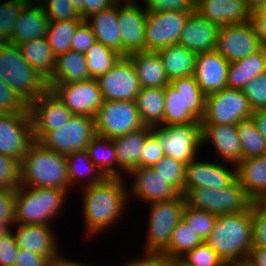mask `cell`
I'll list each match as a JSON object with an SVG mask.
<instances>
[{
  "label": "cell",
  "mask_w": 266,
  "mask_h": 266,
  "mask_svg": "<svg viewBox=\"0 0 266 266\" xmlns=\"http://www.w3.org/2000/svg\"><path fill=\"white\" fill-rule=\"evenodd\" d=\"M125 179L105 178L98 184L83 187L81 196L85 235L100 237L120 219L122 221V215L130 204Z\"/></svg>",
  "instance_id": "6da1fadb"
},
{
  "label": "cell",
  "mask_w": 266,
  "mask_h": 266,
  "mask_svg": "<svg viewBox=\"0 0 266 266\" xmlns=\"http://www.w3.org/2000/svg\"><path fill=\"white\" fill-rule=\"evenodd\" d=\"M206 243L225 264L247 259L253 248L252 206L248 211L217 216Z\"/></svg>",
  "instance_id": "7a4b0ae2"
},
{
  "label": "cell",
  "mask_w": 266,
  "mask_h": 266,
  "mask_svg": "<svg viewBox=\"0 0 266 266\" xmlns=\"http://www.w3.org/2000/svg\"><path fill=\"white\" fill-rule=\"evenodd\" d=\"M21 186L71 191L66 156L34 140L21 162Z\"/></svg>",
  "instance_id": "3957f363"
},
{
  "label": "cell",
  "mask_w": 266,
  "mask_h": 266,
  "mask_svg": "<svg viewBox=\"0 0 266 266\" xmlns=\"http://www.w3.org/2000/svg\"><path fill=\"white\" fill-rule=\"evenodd\" d=\"M163 126L201 123L205 113V94L193 75L170 80L164 87Z\"/></svg>",
  "instance_id": "277c9868"
},
{
  "label": "cell",
  "mask_w": 266,
  "mask_h": 266,
  "mask_svg": "<svg viewBox=\"0 0 266 266\" xmlns=\"http://www.w3.org/2000/svg\"><path fill=\"white\" fill-rule=\"evenodd\" d=\"M0 78L30 105L48 88L47 80L21 54L16 43L0 42Z\"/></svg>",
  "instance_id": "5b68a950"
},
{
  "label": "cell",
  "mask_w": 266,
  "mask_h": 266,
  "mask_svg": "<svg viewBox=\"0 0 266 266\" xmlns=\"http://www.w3.org/2000/svg\"><path fill=\"white\" fill-rule=\"evenodd\" d=\"M70 193L57 188L20 185L15 192L14 223L52 225L51 221L60 216Z\"/></svg>",
  "instance_id": "8992f818"
},
{
  "label": "cell",
  "mask_w": 266,
  "mask_h": 266,
  "mask_svg": "<svg viewBox=\"0 0 266 266\" xmlns=\"http://www.w3.org/2000/svg\"><path fill=\"white\" fill-rule=\"evenodd\" d=\"M183 196L187 207L217 216L248 211L254 203L237 179L229 186L217 190L194 188Z\"/></svg>",
  "instance_id": "52a82bcc"
},
{
  "label": "cell",
  "mask_w": 266,
  "mask_h": 266,
  "mask_svg": "<svg viewBox=\"0 0 266 266\" xmlns=\"http://www.w3.org/2000/svg\"><path fill=\"white\" fill-rule=\"evenodd\" d=\"M148 225L143 250L163 252L170 243L173 230L183 218L185 199L182 194L166 201L149 203Z\"/></svg>",
  "instance_id": "ba28073f"
},
{
  "label": "cell",
  "mask_w": 266,
  "mask_h": 266,
  "mask_svg": "<svg viewBox=\"0 0 266 266\" xmlns=\"http://www.w3.org/2000/svg\"><path fill=\"white\" fill-rule=\"evenodd\" d=\"M160 139V147L165 156L185 165L199 157L202 147V124H170L152 127ZM198 155V156H197Z\"/></svg>",
  "instance_id": "9c48e42d"
},
{
  "label": "cell",
  "mask_w": 266,
  "mask_h": 266,
  "mask_svg": "<svg viewBox=\"0 0 266 266\" xmlns=\"http://www.w3.org/2000/svg\"><path fill=\"white\" fill-rule=\"evenodd\" d=\"M253 110L242 89L223 88L205 96L201 124L237 125L251 118Z\"/></svg>",
  "instance_id": "30bf717a"
},
{
  "label": "cell",
  "mask_w": 266,
  "mask_h": 266,
  "mask_svg": "<svg viewBox=\"0 0 266 266\" xmlns=\"http://www.w3.org/2000/svg\"><path fill=\"white\" fill-rule=\"evenodd\" d=\"M94 124L96 134L114 139L144 127L135 101L103 100Z\"/></svg>",
  "instance_id": "8fae6325"
},
{
  "label": "cell",
  "mask_w": 266,
  "mask_h": 266,
  "mask_svg": "<svg viewBox=\"0 0 266 266\" xmlns=\"http://www.w3.org/2000/svg\"><path fill=\"white\" fill-rule=\"evenodd\" d=\"M96 135L94 118L75 115L58 129L47 132L38 142L62 155L84 150Z\"/></svg>",
  "instance_id": "7c38bea8"
},
{
  "label": "cell",
  "mask_w": 266,
  "mask_h": 266,
  "mask_svg": "<svg viewBox=\"0 0 266 266\" xmlns=\"http://www.w3.org/2000/svg\"><path fill=\"white\" fill-rule=\"evenodd\" d=\"M33 141L30 111L0 114V154L22 162Z\"/></svg>",
  "instance_id": "4fadbf2b"
},
{
  "label": "cell",
  "mask_w": 266,
  "mask_h": 266,
  "mask_svg": "<svg viewBox=\"0 0 266 266\" xmlns=\"http://www.w3.org/2000/svg\"><path fill=\"white\" fill-rule=\"evenodd\" d=\"M262 47L252 20L219 28L216 51L229 63L243 59Z\"/></svg>",
  "instance_id": "5bb4252c"
},
{
  "label": "cell",
  "mask_w": 266,
  "mask_h": 266,
  "mask_svg": "<svg viewBox=\"0 0 266 266\" xmlns=\"http://www.w3.org/2000/svg\"><path fill=\"white\" fill-rule=\"evenodd\" d=\"M236 179V165L228 162L224 163V161L220 163L217 160H212L211 162L207 159L205 161L196 158L185 165V181L182 195L194 188L217 190L229 186Z\"/></svg>",
  "instance_id": "9a60e30c"
},
{
  "label": "cell",
  "mask_w": 266,
  "mask_h": 266,
  "mask_svg": "<svg viewBox=\"0 0 266 266\" xmlns=\"http://www.w3.org/2000/svg\"><path fill=\"white\" fill-rule=\"evenodd\" d=\"M97 81L103 100L109 101H135L141 88L135 67L128 56H122Z\"/></svg>",
  "instance_id": "2e32d148"
},
{
  "label": "cell",
  "mask_w": 266,
  "mask_h": 266,
  "mask_svg": "<svg viewBox=\"0 0 266 266\" xmlns=\"http://www.w3.org/2000/svg\"><path fill=\"white\" fill-rule=\"evenodd\" d=\"M190 12L148 13L145 24V51H157L178 44Z\"/></svg>",
  "instance_id": "e0dca14e"
},
{
  "label": "cell",
  "mask_w": 266,
  "mask_h": 266,
  "mask_svg": "<svg viewBox=\"0 0 266 266\" xmlns=\"http://www.w3.org/2000/svg\"><path fill=\"white\" fill-rule=\"evenodd\" d=\"M52 90L66 107L75 115L94 118L103 103L97 79L54 84Z\"/></svg>",
  "instance_id": "ac0fdd59"
},
{
  "label": "cell",
  "mask_w": 266,
  "mask_h": 266,
  "mask_svg": "<svg viewBox=\"0 0 266 266\" xmlns=\"http://www.w3.org/2000/svg\"><path fill=\"white\" fill-rule=\"evenodd\" d=\"M33 138L39 141L47 132L67 123L73 113L50 89L29 105Z\"/></svg>",
  "instance_id": "d6986e66"
},
{
  "label": "cell",
  "mask_w": 266,
  "mask_h": 266,
  "mask_svg": "<svg viewBox=\"0 0 266 266\" xmlns=\"http://www.w3.org/2000/svg\"><path fill=\"white\" fill-rule=\"evenodd\" d=\"M130 178H133L131 186L127 187L128 200H141L146 204L174 199L180 193L166 179L157 174L152 167H137L130 171Z\"/></svg>",
  "instance_id": "ffe728a7"
},
{
  "label": "cell",
  "mask_w": 266,
  "mask_h": 266,
  "mask_svg": "<svg viewBox=\"0 0 266 266\" xmlns=\"http://www.w3.org/2000/svg\"><path fill=\"white\" fill-rule=\"evenodd\" d=\"M140 6L138 3H118L122 56L145 51V24L148 13Z\"/></svg>",
  "instance_id": "44dd1931"
},
{
  "label": "cell",
  "mask_w": 266,
  "mask_h": 266,
  "mask_svg": "<svg viewBox=\"0 0 266 266\" xmlns=\"http://www.w3.org/2000/svg\"><path fill=\"white\" fill-rule=\"evenodd\" d=\"M14 235L20 249H25L51 260L62 251L59 250L58 237L51 225L46 224H18Z\"/></svg>",
  "instance_id": "7402d4cb"
},
{
  "label": "cell",
  "mask_w": 266,
  "mask_h": 266,
  "mask_svg": "<svg viewBox=\"0 0 266 266\" xmlns=\"http://www.w3.org/2000/svg\"><path fill=\"white\" fill-rule=\"evenodd\" d=\"M229 62L216 50L198 53L193 77L205 95L227 87Z\"/></svg>",
  "instance_id": "603a6c76"
},
{
  "label": "cell",
  "mask_w": 266,
  "mask_h": 266,
  "mask_svg": "<svg viewBox=\"0 0 266 266\" xmlns=\"http://www.w3.org/2000/svg\"><path fill=\"white\" fill-rule=\"evenodd\" d=\"M219 26L204 17L198 10L190 12L178 44L196 54L216 50Z\"/></svg>",
  "instance_id": "cb8c5ba5"
},
{
  "label": "cell",
  "mask_w": 266,
  "mask_h": 266,
  "mask_svg": "<svg viewBox=\"0 0 266 266\" xmlns=\"http://www.w3.org/2000/svg\"><path fill=\"white\" fill-rule=\"evenodd\" d=\"M209 143L214 148L215 155L219 156L217 161L237 165L242 160L237 125L202 124V147Z\"/></svg>",
  "instance_id": "d4e9b609"
},
{
  "label": "cell",
  "mask_w": 266,
  "mask_h": 266,
  "mask_svg": "<svg viewBox=\"0 0 266 266\" xmlns=\"http://www.w3.org/2000/svg\"><path fill=\"white\" fill-rule=\"evenodd\" d=\"M152 132V127L144 126L141 129L112 139L117 155L118 178H126V173L141 167L143 147L147 137Z\"/></svg>",
  "instance_id": "484cf974"
},
{
  "label": "cell",
  "mask_w": 266,
  "mask_h": 266,
  "mask_svg": "<svg viewBox=\"0 0 266 266\" xmlns=\"http://www.w3.org/2000/svg\"><path fill=\"white\" fill-rule=\"evenodd\" d=\"M196 10L219 27L249 22L252 18L245 0H197Z\"/></svg>",
  "instance_id": "4316f807"
},
{
  "label": "cell",
  "mask_w": 266,
  "mask_h": 266,
  "mask_svg": "<svg viewBox=\"0 0 266 266\" xmlns=\"http://www.w3.org/2000/svg\"><path fill=\"white\" fill-rule=\"evenodd\" d=\"M50 20L41 4H25L14 25L10 42L23 43L46 36Z\"/></svg>",
  "instance_id": "83f0119b"
},
{
  "label": "cell",
  "mask_w": 266,
  "mask_h": 266,
  "mask_svg": "<svg viewBox=\"0 0 266 266\" xmlns=\"http://www.w3.org/2000/svg\"><path fill=\"white\" fill-rule=\"evenodd\" d=\"M236 177L254 202L266 198V154L242 159L236 165Z\"/></svg>",
  "instance_id": "f1b7e54d"
},
{
  "label": "cell",
  "mask_w": 266,
  "mask_h": 266,
  "mask_svg": "<svg viewBox=\"0 0 266 266\" xmlns=\"http://www.w3.org/2000/svg\"><path fill=\"white\" fill-rule=\"evenodd\" d=\"M85 21L91 26L96 41L122 55V38L118 26V3L91 15Z\"/></svg>",
  "instance_id": "f546056e"
},
{
  "label": "cell",
  "mask_w": 266,
  "mask_h": 266,
  "mask_svg": "<svg viewBox=\"0 0 266 266\" xmlns=\"http://www.w3.org/2000/svg\"><path fill=\"white\" fill-rule=\"evenodd\" d=\"M141 88H160L169 84L162 60L157 51H141L128 55Z\"/></svg>",
  "instance_id": "4dcf8cb0"
},
{
  "label": "cell",
  "mask_w": 266,
  "mask_h": 266,
  "mask_svg": "<svg viewBox=\"0 0 266 266\" xmlns=\"http://www.w3.org/2000/svg\"><path fill=\"white\" fill-rule=\"evenodd\" d=\"M88 79L91 77L85 54L70 50L57 56L55 70L47 83L50 89L54 84H66Z\"/></svg>",
  "instance_id": "1f68e13d"
},
{
  "label": "cell",
  "mask_w": 266,
  "mask_h": 266,
  "mask_svg": "<svg viewBox=\"0 0 266 266\" xmlns=\"http://www.w3.org/2000/svg\"><path fill=\"white\" fill-rule=\"evenodd\" d=\"M264 72H266V47L263 46L259 51L229 63L227 87L242 89Z\"/></svg>",
  "instance_id": "d6a6232c"
},
{
  "label": "cell",
  "mask_w": 266,
  "mask_h": 266,
  "mask_svg": "<svg viewBox=\"0 0 266 266\" xmlns=\"http://www.w3.org/2000/svg\"><path fill=\"white\" fill-rule=\"evenodd\" d=\"M168 80L193 75L196 53L180 44L157 50Z\"/></svg>",
  "instance_id": "836d02e7"
},
{
  "label": "cell",
  "mask_w": 266,
  "mask_h": 266,
  "mask_svg": "<svg viewBox=\"0 0 266 266\" xmlns=\"http://www.w3.org/2000/svg\"><path fill=\"white\" fill-rule=\"evenodd\" d=\"M66 164L71 189L78 183H82V187H87L98 184L106 178L91 161L86 149L67 155Z\"/></svg>",
  "instance_id": "e575fe53"
},
{
  "label": "cell",
  "mask_w": 266,
  "mask_h": 266,
  "mask_svg": "<svg viewBox=\"0 0 266 266\" xmlns=\"http://www.w3.org/2000/svg\"><path fill=\"white\" fill-rule=\"evenodd\" d=\"M26 61L47 81L52 77L56 65V55L46 37L17 44Z\"/></svg>",
  "instance_id": "d590c367"
},
{
  "label": "cell",
  "mask_w": 266,
  "mask_h": 266,
  "mask_svg": "<svg viewBox=\"0 0 266 266\" xmlns=\"http://www.w3.org/2000/svg\"><path fill=\"white\" fill-rule=\"evenodd\" d=\"M135 102L145 126H163L165 107L164 87L140 88Z\"/></svg>",
  "instance_id": "8d00e7d4"
},
{
  "label": "cell",
  "mask_w": 266,
  "mask_h": 266,
  "mask_svg": "<svg viewBox=\"0 0 266 266\" xmlns=\"http://www.w3.org/2000/svg\"><path fill=\"white\" fill-rule=\"evenodd\" d=\"M86 150L91 161L106 178H118L117 155L112 139L96 134Z\"/></svg>",
  "instance_id": "74e56055"
},
{
  "label": "cell",
  "mask_w": 266,
  "mask_h": 266,
  "mask_svg": "<svg viewBox=\"0 0 266 266\" xmlns=\"http://www.w3.org/2000/svg\"><path fill=\"white\" fill-rule=\"evenodd\" d=\"M88 72L91 78L98 79L110 70L122 57L115 50L96 41L85 53Z\"/></svg>",
  "instance_id": "f35d334b"
},
{
  "label": "cell",
  "mask_w": 266,
  "mask_h": 266,
  "mask_svg": "<svg viewBox=\"0 0 266 266\" xmlns=\"http://www.w3.org/2000/svg\"><path fill=\"white\" fill-rule=\"evenodd\" d=\"M83 20L50 21L46 39L56 57L71 50L75 29Z\"/></svg>",
  "instance_id": "ab89813d"
},
{
  "label": "cell",
  "mask_w": 266,
  "mask_h": 266,
  "mask_svg": "<svg viewBox=\"0 0 266 266\" xmlns=\"http://www.w3.org/2000/svg\"><path fill=\"white\" fill-rule=\"evenodd\" d=\"M204 241L181 219L172 233L170 243L162 252L169 259L182 257Z\"/></svg>",
  "instance_id": "60d3db41"
},
{
  "label": "cell",
  "mask_w": 266,
  "mask_h": 266,
  "mask_svg": "<svg viewBox=\"0 0 266 266\" xmlns=\"http://www.w3.org/2000/svg\"><path fill=\"white\" fill-rule=\"evenodd\" d=\"M237 132L241 142L242 159L266 154V141L258 131L252 117L239 122Z\"/></svg>",
  "instance_id": "b9f144b4"
},
{
  "label": "cell",
  "mask_w": 266,
  "mask_h": 266,
  "mask_svg": "<svg viewBox=\"0 0 266 266\" xmlns=\"http://www.w3.org/2000/svg\"><path fill=\"white\" fill-rule=\"evenodd\" d=\"M217 215L200 209L189 208L185 205L183 220L192 230L206 242L213 231Z\"/></svg>",
  "instance_id": "7bdbcfd3"
},
{
  "label": "cell",
  "mask_w": 266,
  "mask_h": 266,
  "mask_svg": "<svg viewBox=\"0 0 266 266\" xmlns=\"http://www.w3.org/2000/svg\"><path fill=\"white\" fill-rule=\"evenodd\" d=\"M0 3V42L11 41L14 25L26 3L22 0H3Z\"/></svg>",
  "instance_id": "ee69618b"
},
{
  "label": "cell",
  "mask_w": 266,
  "mask_h": 266,
  "mask_svg": "<svg viewBox=\"0 0 266 266\" xmlns=\"http://www.w3.org/2000/svg\"><path fill=\"white\" fill-rule=\"evenodd\" d=\"M157 174H160L170 183L180 194L184 190L185 164L165 156L152 167Z\"/></svg>",
  "instance_id": "f6af8a7d"
},
{
  "label": "cell",
  "mask_w": 266,
  "mask_h": 266,
  "mask_svg": "<svg viewBox=\"0 0 266 266\" xmlns=\"http://www.w3.org/2000/svg\"><path fill=\"white\" fill-rule=\"evenodd\" d=\"M21 184V162L0 154V190L16 192Z\"/></svg>",
  "instance_id": "bcb514c9"
},
{
  "label": "cell",
  "mask_w": 266,
  "mask_h": 266,
  "mask_svg": "<svg viewBox=\"0 0 266 266\" xmlns=\"http://www.w3.org/2000/svg\"><path fill=\"white\" fill-rule=\"evenodd\" d=\"M41 5L50 21L83 20L70 0H44Z\"/></svg>",
  "instance_id": "7dc6e473"
},
{
  "label": "cell",
  "mask_w": 266,
  "mask_h": 266,
  "mask_svg": "<svg viewBox=\"0 0 266 266\" xmlns=\"http://www.w3.org/2000/svg\"><path fill=\"white\" fill-rule=\"evenodd\" d=\"M182 258L194 266H226L224 261L206 242L188 251Z\"/></svg>",
  "instance_id": "c3c4849f"
},
{
  "label": "cell",
  "mask_w": 266,
  "mask_h": 266,
  "mask_svg": "<svg viewBox=\"0 0 266 266\" xmlns=\"http://www.w3.org/2000/svg\"><path fill=\"white\" fill-rule=\"evenodd\" d=\"M142 7L147 13L168 11L193 12L196 10L197 0H142Z\"/></svg>",
  "instance_id": "681fc988"
},
{
  "label": "cell",
  "mask_w": 266,
  "mask_h": 266,
  "mask_svg": "<svg viewBox=\"0 0 266 266\" xmlns=\"http://www.w3.org/2000/svg\"><path fill=\"white\" fill-rule=\"evenodd\" d=\"M242 91L253 111L266 109V72L252 79Z\"/></svg>",
  "instance_id": "f907efd6"
},
{
  "label": "cell",
  "mask_w": 266,
  "mask_h": 266,
  "mask_svg": "<svg viewBox=\"0 0 266 266\" xmlns=\"http://www.w3.org/2000/svg\"><path fill=\"white\" fill-rule=\"evenodd\" d=\"M29 111V105L0 78V114Z\"/></svg>",
  "instance_id": "816d5d0a"
},
{
  "label": "cell",
  "mask_w": 266,
  "mask_h": 266,
  "mask_svg": "<svg viewBox=\"0 0 266 266\" xmlns=\"http://www.w3.org/2000/svg\"><path fill=\"white\" fill-rule=\"evenodd\" d=\"M253 247L266 248V204H252Z\"/></svg>",
  "instance_id": "f5cc1de1"
},
{
  "label": "cell",
  "mask_w": 266,
  "mask_h": 266,
  "mask_svg": "<svg viewBox=\"0 0 266 266\" xmlns=\"http://www.w3.org/2000/svg\"><path fill=\"white\" fill-rule=\"evenodd\" d=\"M96 42L91 26L83 20L75 29L71 41V50L85 54Z\"/></svg>",
  "instance_id": "db71d44e"
},
{
  "label": "cell",
  "mask_w": 266,
  "mask_h": 266,
  "mask_svg": "<svg viewBox=\"0 0 266 266\" xmlns=\"http://www.w3.org/2000/svg\"><path fill=\"white\" fill-rule=\"evenodd\" d=\"M164 157L165 154L160 147V139L154 132H152L147 137L143 147V153L141 155V167H153Z\"/></svg>",
  "instance_id": "11a10c76"
},
{
  "label": "cell",
  "mask_w": 266,
  "mask_h": 266,
  "mask_svg": "<svg viewBox=\"0 0 266 266\" xmlns=\"http://www.w3.org/2000/svg\"><path fill=\"white\" fill-rule=\"evenodd\" d=\"M12 230L11 228L9 232L0 237V266H14L15 264L19 247Z\"/></svg>",
  "instance_id": "9f6ffc18"
},
{
  "label": "cell",
  "mask_w": 266,
  "mask_h": 266,
  "mask_svg": "<svg viewBox=\"0 0 266 266\" xmlns=\"http://www.w3.org/2000/svg\"><path fill=\"white\" fill-rule=\"evenodd\" d=\"M140 258H131L121 266H169V258L162 252H145Z\"/></svg>",
  "instance_id": "6f0895ef"
},
{
  "label": "cell",
  "mask_w": 266,
  "mask_h": 266,
  "mask_svg": "<svg viewBox=\"0 0 266 266\" xmlns=\"http://www.w3.org/2000/svg\"><path fill=\"white\" fill-rule=\"evenodd\" d=\"M15 192L0 190V222L14 224Z\"/></svg>",
  "instance_id": "680465c9"
},
{
  "label": "cell",
  "mask_w": 266,
  "mask_h": 266,
  "mask_svg": "<svg viewBox=\"0 0 266 266\" xmlns=\"http://www.w3.org/2000/svg\"><path fill=\"white\" fill-rule=\"evenodd\" d=\"M49 260L25 249H18L14 266H47Z\"/></svg>",
  "instance_id": "91938a15"
},
{
  "label": "cell",
  "mask_w": 266,
  "mask_h": 266,
  "mask_svg": "<svg viewBox=\"0 0 266 266\" xmlns=\"http://www.w3.org/2000/svg\"><path fill=\"white\" fill-rule=\"evenodd\" d=\"M115 3V0H85L83 4V20L101 10L112 7Z\"/></svg>",
  "instance_id": "94428289"
},
{
  "label": "cell",
  "mask_w": 266,
  "mask_h": 266,
  "mask_svg": "<svg viewBox=\"0 0 266 266\" xmlns=\"http://www.w3.org/2000/svg\"><path fill=\"white\" fill-rule=\"evenodd\" d=\"M257 35L260 37L261 43L266 47V15H252Z\"/></svg>",
  "instance_id": "6125c7cd"
},
{
  "label": "cell",
  "mask_w": 266,
  "mask_h": 266,
  "mask_svg": "<svg viewBox=\"0 0 266 266\" xmlns=\"http://www.w3.org/2000/svg\"><path fill=\"white\" fill-rule=\"evenodd\" d=\"M47 266H95V265H92L91 263L86 264L84 262L77 261V260L73 261L66 257L64 258L63 254L59 253L57 256L49 260V263L47 264Z\"/></svg>",
  "instance_id": "be15d7a7"
},
{
  "label": "cell",
  "mask_w": 266,
  "mask_h": 266,
  "mask_svg": "<svg viewBox=\"0 0 266 266\" xmlns=\"http://www.w3.org/2000/svg\"><path fill=\"white\" fill-rule=\"evenodd\" d=\"M251 117L254 120L258 131L266 141V109H259L253 111Z\"/></svg>",
  "instance_id": "e7e4bbea"
},
{
  "label": "cell",
  "mask_w": 266,
  "mask_h": 266,
  "mask_svg": "<svg viewBox=\"0 0 266 266\" xmlns=\"http://www.w3.org/2000/svg\"><path fill=\"white\" fill-rule=\"evenodd\" d=\"M248 259L255 266H266V248L253 247Z\"/></svg>",
  "instance_id": "03108f58"
},
{
  "label": "cell",
  "mask_w": 266,
  "mask_h": 266,
  "mask_svg": "<svg viewBox=\"0 0 266 266\" xmlns=\"http://www.w3.org/2000/svg\"><path fill=\"white\" fill-rule=\"evenodd\" d=\"M265 3L266 0H245L246 7L251 13L257 11Z\"/></svg>",
  "instance_id": "003e7915"
},
{
  "label": "cell",
  "mask_w": 266,
  "mask_h": 266,
  "mask_svg": "<svg viewBox=\"0 0 266 266\" xmlns=\"http://www.w3.org/2000/svg\"><path fill=\"white\" fill-rule=\"evenodd\" d=\"M169 266H194L185 261L182 257L169 259Z\"/></svg>",
  "instance_id": "a7ac6f4b"
},
{
  "label": "cell",
  "mask_w": 266,
  "mask_h": 266,
  "mask_svg": "<svg viewBox=\"0 0 266 266\" xmlns=\"http://www.w3.org/2000/svg\"><path fill=\"white\" fill-rule=\"evenodd\" d=\"M226 266H255V265L247 258V259L228 263L226 264Z\"/></svg>",
  "instance_id": "89a4df30"
},
{
  "label": "cell",
  "mask_w": 266,
  "mask_h": 266,
  "mask_svg": "<svg viewBox=\"0 0 266 266\" xmlns=\"http://www.w3.org/2000/svg\"><path fill=\"white\" fill-rule=\"evenodd\" d=\"M11 222H0V237L9 232L12 228Z\"/></svg>",
  "instance_id": "2644e50d"
},
{
  "label": "cell",
  "mask_w": 266,
  "mask_h": 266,
  "mask_svg": "<svg viewBox=\"0 0 266 266\" xmlns=\"http://www.w3.org/2000/svg\"><path fill=\"white\" fill-rule=\"evenodd\" d=\"M85 0H70V2L74 5L76 10L80 13L81 18L83 19V4Z\"/></svg>",
  "instance_id": "8c879c8a"
},
{
  "label": "cell",
  "mask_w": 266,
  "mask_h": 266,
  "mask_svg": "<svg viewBox=\"0 0 266 266\" xmlns=\"http://www.w3.org/2000/svg\"><path fill=\"white\" fill-rule=\"evenodd\" d=\"M252 15H266V3L263 4L257 11L253 12Z\"/></svg>",
  "instance_id": "753ad0ef"
},
{
  "label": "cell",
  "mask_w": 266,
  "mask_h": 266,
  "mask_svg": "<svg viewBox=\"0 0 266 266\" xmlns=\"http://www.w3.org/2000/svg\"><path fill=\"white\" fill-rule=\"evenodd\" d=\"M140 0H115L116 3H128V4H137Z\"/></svg>",
  "instance_id": "34e18365"
},
{
  "label": "cell",
  "mask_w": 266,
  "mask_h": 266,
  "mask_svg": "<svg viewBox=\"0 0 266 266\" xmlns=\"http://www.w3.org/2000/svg\"><path fill=\"white\" fill-rule=\"evenodd\" d=\"M26 4H41L44 0H22Z\"/></svg>",
  "instance_id": "11e5206c"
}]
</instances>
